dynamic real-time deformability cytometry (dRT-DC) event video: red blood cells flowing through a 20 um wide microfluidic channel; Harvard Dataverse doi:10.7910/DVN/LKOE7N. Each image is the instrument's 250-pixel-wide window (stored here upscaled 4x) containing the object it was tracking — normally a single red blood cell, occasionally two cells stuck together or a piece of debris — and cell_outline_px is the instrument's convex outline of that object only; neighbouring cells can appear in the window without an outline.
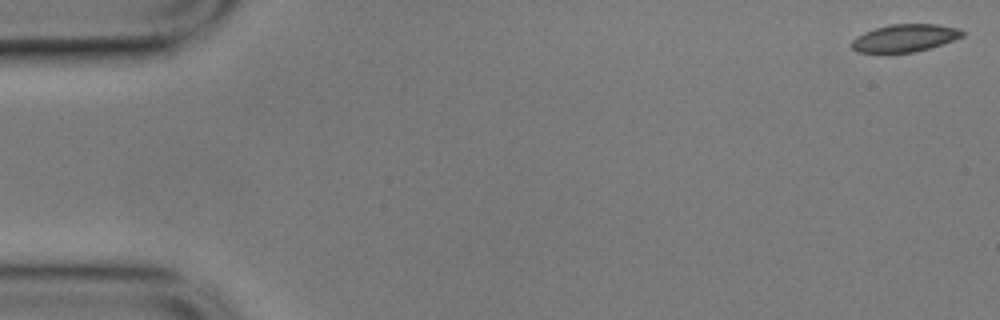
{"species": "common noctule bat (a hibernating species)", "species_latin": "Nyctalus noctula", "temperature_condition": "cold", "stored_images_in_passage": 57, "camera_frame_rate_fps": 3000, "um_per_image_px": 0.085, "animal": {"sex": "male", "body_mass_g": 17.9}, "frame": {"image": 1, "passage_image": 1, "time_ms": 0.0, "image_size_px": [1000, 320], "cell_outline_px": [[964, 36], [916, 52], [856, 52], [852, 48], [852, 40], [856, 36], [864, 32], [876, 28], [892, 24], [936, 24], [960, 28], [964, 32]], "centroid_in_image_um": [76.91, 3.22], "position_along_channel_um": 8.1, "area_um2": 17.57}}
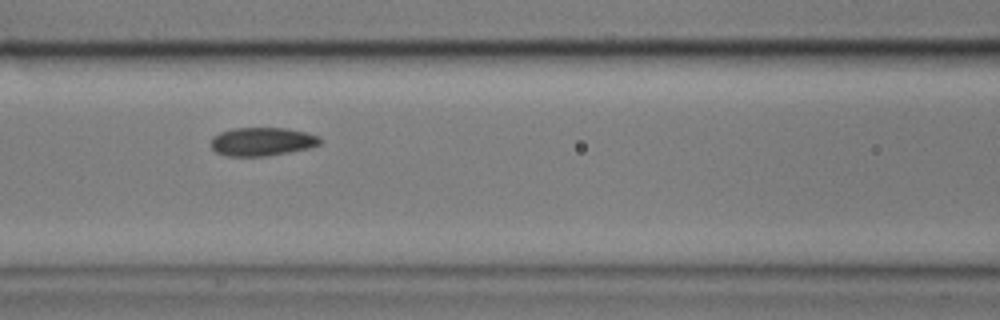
{"frame": {"image": 2, "passage_image": 24, "time_ms": 7.667, "image_size_px": [1000, 320], "cell_outline_px": [[320, 144], [308, 148], [268, 156], [228, 156], [216, 152], [212, 148], [212, 136], [220, 132], [236, 128], [288, 128], [308, 132], [320, 136]], "centroid_in_image_um": [22.3, 12.03], "position_along_channel_um": 144.3, "area_um2": 18.09}}
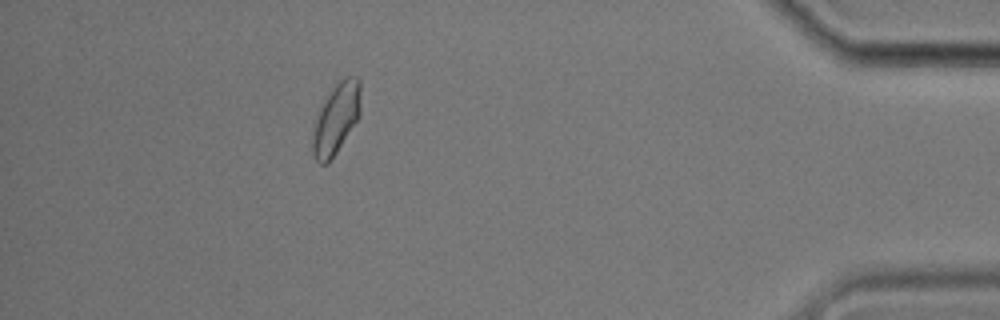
{"frame": {"image": 3, "passage_image": 51, "time_ms": 16.667, "image_size_px": [1000, 320], "cell_outline_px": [[360, 116], [328, 164], [320, 164], [316, 160], [312, 152], [312, 136], [320, 104], [336, 80], [344, 76], [356, 76], [360, 80]], "centroid_in_image_um": [28.57, 10.02], "position_along_channel_um": 406.6, "area_um2": 20.11}}